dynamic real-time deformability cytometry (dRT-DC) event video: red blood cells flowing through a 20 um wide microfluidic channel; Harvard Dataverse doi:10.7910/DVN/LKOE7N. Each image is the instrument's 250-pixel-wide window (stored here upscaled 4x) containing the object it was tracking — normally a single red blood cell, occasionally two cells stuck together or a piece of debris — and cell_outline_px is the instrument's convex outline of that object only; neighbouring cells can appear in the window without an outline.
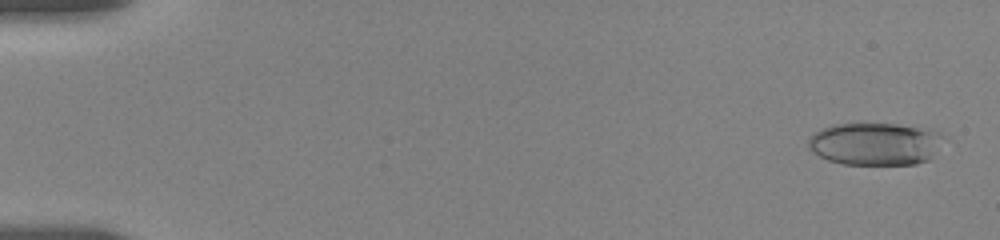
{"species": "human", "species_latin": "Homo sapiens", "temperature_condition": "room temperature", "stored_images_in_passage": 55, "camera_frame_rate_fps": 3000, "um_per_image_px": 0.085, "donor": {"sex": "female"}, "frame": {"image": 1, "passage_image": 2, "time_ms": 0.333, "image_size_px": [1000, 240], "cell_outline_px": [[940, 136], [932, 156], [928, 160], [916, 164], [844, 164], [828, 160], [812, 152], [808, 148], [808, 140], [820, 128], [832, 124], [896, 124], [936, 132]], "centroid_in_image_um": [74.26, 12.24], "position_along_channel_um": 10.7, "area_um2": 32.71}}
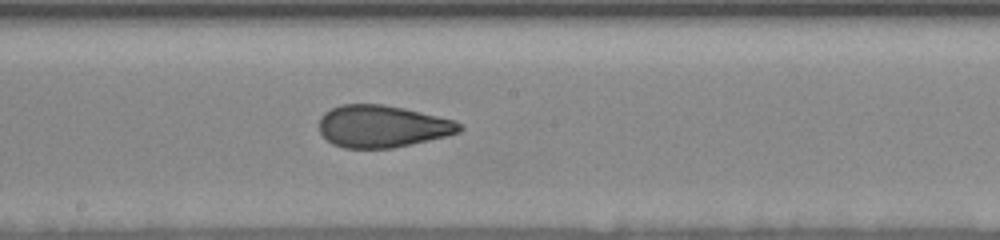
{"frame": {"image": 2, "passage_image": 31, "time_ms": 10.0, "image_size_px": [1000, 240], "cell_outline_px": [[464, 128], [460, 132], [448, 136], [392, 148], [344, 148], [332, 144], [320, 132], [320, 116], [324, 112], [340, 104], [384, 104], [404, 108], [456, 120], [464, 124]], "centroid_in_image_um": [32.54, 10.73], "position_along_channel_um": 215.7, "area_um2": 34.74}}
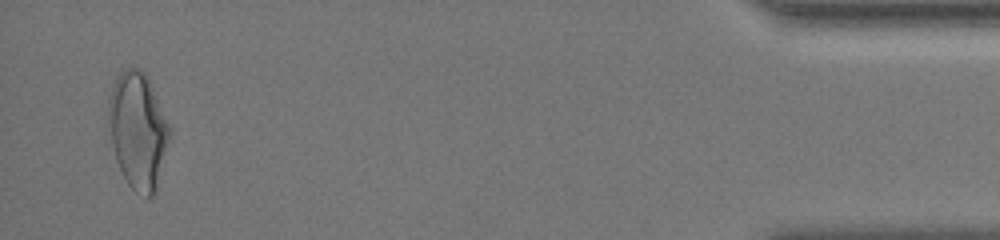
{"frame": {"image": 3, "passage_image": 54, "time_ms": 17.667, "image_size_px": [1000, 240], "cell_outline_px": [[172, 132], [156, 192], [148, 200], [136, 192], [128, 184], [116, 160], [112, 144], [108, 116], [108, 100], [112, 88], [120, 72], [124, 68], [136, 68], [144, 72], [148, 76], [172, 128]], "centroid_in_image_um": [11.77, 11.11], "position_along_channel_um": 423.4, "area_um2": 41.85}, "authors_computed_cell_mechanics": {"area_um2": 34.7956, "velocity_mm_per_s": 3.6486, "shape_relaxation_time_tau1_ms": 4.9954, "shape_relaxation_time_tau2_ms": 1.5484, "deformation_change_tau1": 0.163, "deformation_change_tau2": 0.084}}